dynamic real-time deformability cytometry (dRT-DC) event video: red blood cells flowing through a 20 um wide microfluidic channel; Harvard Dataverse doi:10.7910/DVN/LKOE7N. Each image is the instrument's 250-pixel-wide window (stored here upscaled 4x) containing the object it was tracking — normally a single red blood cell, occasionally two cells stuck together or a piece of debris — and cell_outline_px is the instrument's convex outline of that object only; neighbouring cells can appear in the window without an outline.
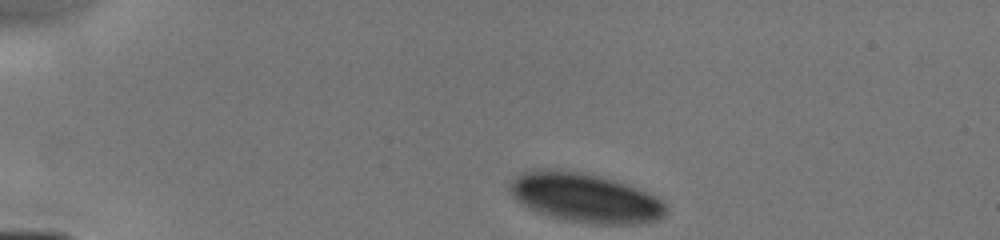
{"species": "human", "species_latin": "Homo sapiens", "temperature_condition": "cold", "stored_images_in_passage": 23, "camera_frame_rate_fps": 3000, "um_per_image_px": 0.085, "donor": {"sex": "male"}, "frame": {"image": 1, "passage_image": 1, "time_ms": 0.0, "image_size_px": [1000, 240], "cell_outline_px": [[668, 212], [664, 216], [656, 220], [636, 224], [588, 224], [564, 220], [548, 216], [528, 208], [520, 204], [512, 196], [508, 188], [508, 184], [516, 176], [524, 172], [544, 168], [576, 172], [616, 180], [648, 192], [656, 196], [668, 204]], "centroid_in_image_um": [49.75, 16.83], "position_along_channel_um": 35.3, "area_um2": 45.14}}
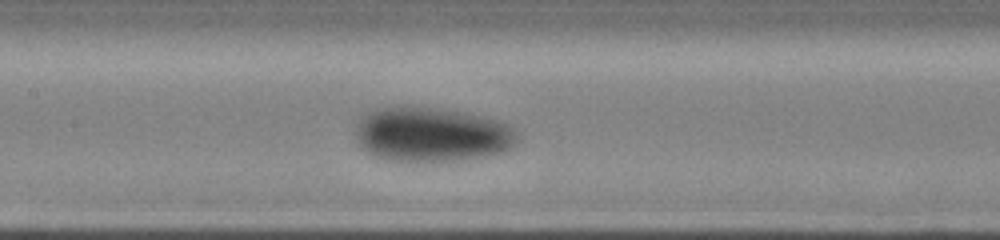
{"frame": {"image": 2, "passage_image": 16, "time_ms": 4.667, "image_size_px": [1000, 240], "cell_outline_px": [[516, 144], [504, 152], [484, 156], [452, 160], [388, 160], [376, 156], [368, 152], [356, 140], [356, 128], [360, 116], [376, 108], [392, 104], [412, 104], [460, 112], [500, 120], [516, 128]], "centroid_in_image_um": [36.66, 11.38], "position_along_channel_um": 170.7, "area_um2": 51.79}}
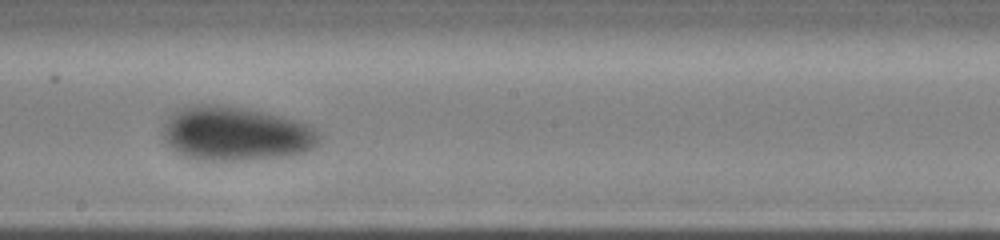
{"frame": {"image": 3, "passage_image": 21, "time_ms": 6.0, "image_size_px": [1000, 240], "cell_outline_px": [[320, 140], [312, 148], [304, 152], [292, 156], [256, 160], [196, 160], [184, 156], [172, 148], [164, 140], [164, 124], [168, 116], [176, 108], [192, 104], [216, 104], [244, 108], [300, 120], [312, 124], [320, 132]], "centroid_in_image_um": [20.07, 11.36], "position_along_channel_um": 228.1, "area_um2": 50.23}}